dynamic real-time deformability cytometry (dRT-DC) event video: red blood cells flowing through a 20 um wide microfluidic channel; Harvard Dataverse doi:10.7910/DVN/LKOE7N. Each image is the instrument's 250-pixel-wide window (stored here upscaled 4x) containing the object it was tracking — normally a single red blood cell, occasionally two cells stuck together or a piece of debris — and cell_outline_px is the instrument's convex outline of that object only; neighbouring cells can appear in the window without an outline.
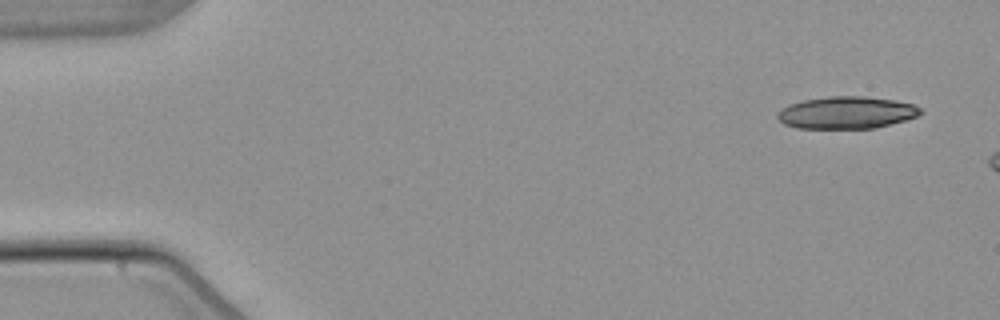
{"species": "common noctule bat (a hibernating species)", "species_latin": "Nyctalus noctula", "temperature_condition": "warm", "stored_images_in_passage": 3, "camera_frame_rate_fps": 3000, "um_per_image_px": 0.085, "animal": {"sex": "male", "body_mass_g": 21.5, "forearm_length_mm": 52.0}, "frame": {"image": 1, "passage_image": 1, "time_ms": 0.0, "image_size_px": [1000, 320], "cell_outline_px": [[924, 112], [916, 116], [904, 120], [876, 128], [796, 128], [784, 124], [776, 120], [776, 116], [788, 104], [804, 100], [828, 96], [864, 96], [896, 100], [912, 104], [920, 108]], "centroid_in_image_um": [71.94, 9.57], "position_along_channel_um": 13.1, "area_um2": 26.82}}